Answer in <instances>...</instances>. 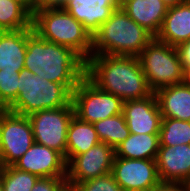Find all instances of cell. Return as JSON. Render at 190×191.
Listing matches in <instances>:
<instances>
[{
    "label": "cell",
    "mask_w": 190,
    "mask_h": 191,
    "mask_svg": "<svg viewBox=\"0 0 190 191\" xmlns=\"http://www.w3.org/2000/svg\"><path fill=\"white\" fill-rule=\"evenodd\" d=\"M85 76L123 102L153 93L136 56L91 55L86 61Z\"/></svg>",
    "instance_id": "6da1fadb"
},
{
    "label": "cell",
    "mask_w": 190,
    "mask_h": 191,
    "mask_svg": "<svg viewBox=\"0 0 190 191\" xmlns=\"http://www.w3.org/2000/svg\"><path fill=\"white\" fill-rule=\"evenodd\" d=\"M24 68L48 81L63 84L71 93L85 76L86 61L72 48L40 38H27Z\"/></svg>",
    "instance_id": "7a4b0ae2"
},
{
    "label": "cell",
    "mask_w": 190,
    "mask_h": 191,
    "mask_svg": "<svg viewBox=\"0 0 190 191\" xmlns=\"http://www.w3.org/2000/svg\"><path fill=\"white\" fill-rule=\"evenodd\" d=\"M154 36L121 8L92 36L91 55L138 56Z\"/></svg>",
    "instance_id": "3957f363"
},
{
    "label": "cell",
    "mask_w": 190,
    "mask_h": 191,
    "mask_svg": "<svg viewBox=\"0 0 190 191\" xmlns=\"http://www.w3.org/2000/svg\"><path fill=\"white\" fill-rule=\"evenodd\" d=\"M32 28L40 38L72 48L85 61L91 57V34L61 7L35 11L32 14Z\"/></svg>",
    "instance_id": "277c9868"
},
{
    "label": "cell",
    "mask_w": 190,
    "mask_h": 191,
    "mask_svg": "<svg viewBox=\"0 0 190 191\" xmlns=\"http://www.w3.org/2000/svg\"><path fill=\"white\" fill-rule=\"evenodd\" d=\"M72 105V93L60 83L40 78L23 68L19 72L18 96L7 110L28 116L36 111Z\"/></svg>",
    "instance_id": "5b68a950"
},
{
    "label": "cell",
    "mask_w": 190,
    "mask_h": 191,
    "mask_svg": "<svg viewBox=\"0 0 190 191\" xmlns=\"http://www.w3.org/2000/svg\"><path fill=\"white\" fill-rule=\"evenodd\" d=\"M150 89H158L186 81L178 50L175 46L153 40L137 56Z\"/></svg>",
    "instance_id": "8992f818"
},
{
    "label": "cell",
    "mask_w": 190,
    "mask_h": 191,
    "mask_svg": "<svg viewBox=\"0 0 190 191\" xmlns=\"http://www.w3.org/2000/svg\"><path fill=\"white\" fill-rule=\"evenodd\" d=\"M123 103L119 97L99 89L86 76L72 92L75 116L92 124L121 114Z\"/></svg>",
    "instance_id": "52a82bcc"
},
{
    "label": "cell",
    "mask_w": 190,
    "mask_h": 191,
    "mask_svg": "<svg viewBox=\"0 0 190 191\" xmlns=\"http://www.w3.org/2000/svg\"><path fill=\"white\" fill-rule=\"evenodd\" d=\"M35 143L27 116L0 111V166H12Z\"/></svg>",
    "instance_id": "ba28073f"
},
{
    "label": "cell",
    "mask_w": 190,
    "mask_h": 191,
    "mask_svg": "<svg viewBox=\"0 0 190 191\" xmlns=\"http://www.w3.org/2000/svg\"><path fill=\"white\" fill-rule=\"evenodd\" d=\"M74 115L73 106L45 109L28 115L35 142L60 152L66 160L67 132Z\"/></svg>",
    "instance_id": "9c48e42d"
},
{
    "label": "cell",
    "mask_w": 190,
    "mask_h": 191,
    "mask_svg": "<svg viewBox=\"0 0 190 191\" xmlns=\"http://www.w3.org/2000/svg\"><path fill=\"white\" fill-rule=\"evenodd\" d=\"M111 174L123 191H156L164 187L158 176L155 159L115 156Z\"/></svg>",
    "instance_id": "30bf717a"
},
{
    "label": "cell",
    "mask_w": 190,
    "mask_h": 191,
    "mask_svg": "<svg viewBox=\"0 0 190 191\" xmlns=\"http://www.w3.org/2000/svg\"><path fill=\"white\" fill-rule=\"evenodd\" d=\"M114 157L115 149L103 142L73 156L67 162V185H77L111 173Z\"/></svg>",
    "instance_id": "8fae6325"
},
{
    "label": "cell",
    "mask_w": 190,
    "mask_h": 191,
    "mask_svg": "<svg viewBox=\"0 0 190 191\" xmlns=\"http://www.w3.org/2000/svg\"><path fill=\"white\" fill-rule=\"evenodd\" d=\"M13 166L40 177H66L67 162L58 151L34 143Z\"/></svg>",
    "instance_id": "7c38bea8"
},
{
    "label": "cell",
    "mask_w": 190,
    "mask_h": 191,
    "mask_svg": "<svg viewBox=\"0 0 190 191\" xmlns=\"http://www.w3.org/2000/svg\"><path fill=\"white\" fill-rule=\"evenodd\" d=\"M155 160L165 187L178 188L190 176V144L159 146Z\"/></svg>",
    "instance_id": "4fadbf2b"
},
{
    "label": "cell",
    "mask_w": 190,
    "mask_h": 191,
    "mask_svg": "<svg viewBox=\"0 0 190 191\" xmlns=\"http://www.w3.org/2000/svg\"><path fill=\"white\" fill-rule=\"evenodd\" d=\"M122 113L130 133L159 134L162 115L154 92L145 98L124 102Z\"/></svg>",
    "instance_id": "5bb4252c"
},
{
    "label": "cell",
    "mask_w": 190,
    "mask_h": 191,
    "mask_svg": "<svg viewBox=\"0 0 190 191\" xmlns=\"http://www.w3.org/2000/svg\"><path fill=\"white\" fill-rule=\"evenodd\" d=\"M93 36L112 13L121 7V0H65L61 5Z\"/></svg>",
    "instance_id": "9a60e30c"
},
{
    "label": "cell",
    "mask_w": 190,
    "mask_h": 191,
    "mask_svg": "<svg viewBox=\"0 0 190 191\" xmlns=\"http://www.w3.org/2000/svg\"><path fill=\"white\" fill-rule=\"evenodd\" d=\"M121 8L154 37L159 33L168 11L161 0H121Z\"/></svg>",
    "instance_id": "2e32d148"
},
{
    "label": "cell",
    "mask_w": 190,
    "mask_h": 191,
    "mask_svg": "<svg viewBox=\"0 0 190 191\" xmlns=\"http://www.w3.org/2000/svg\"><path fill=\"white\" fill-rule=\"evenodd\" d=\"M33 28L0 31V70L20 72L24 68L27 38Z\"/></svg>",
    "instance_id": "e0dca14e"
},
{
    "label": "cell",
    "mask_w": 190,
    "mask_h": 191,
    "mask_svg": "<svg viewBox=\"0 0 190 191\" xmlns=\"http://www.w3.org/2000/svg\"><path fill=\"white\" fill-rule=\"evenodd\" d=\"M155 38L175 47L190 39V0L168 8Z\"/></svg>",
    "instance_id": "ac0fdd59"
},
{
    "label": "cell",
    "mask_w": 190,
    "mask_h": 191,
    "mask_svg": "<svg viewBox=\"0 0 190 191\" xmlns=\"http://www.w3.org/2000/svg\"><path fill=\"white\" fill-rule=\"evenodd\" d=\"M162 117L190 121V84H174L155 92Z\"/></svg>",
    "instance_id": "d6986e66"
},
{
    "label": "cell",
    "mask_w": 190,
    "mask_h": 191,
    "mask_svg": "<svg viewBox=\"0 0 190 191\" xmlns=\"http://www.w3.org/2000/svg\"><path fill=\"white\" fill-rule=\"evenodd\" d=\"M100 142L94 125L74 115L67 132L66 162L73 156L87 152Z\"/></svg>",
    "instance_id": "ffe728a7"
},
{
    "label": "cell",
    "mask_w": 190,
    "mask_h": 191,
    "mask_svg": "<svg viewBox=\"0 0 190 191\" xmlns=\"http://www.w3.org/2000/svg\"><path fill=\"white\" fill-rule=\"evenodd\" d=\"M159 134H133L115 148V156L128 159H156Z\"/></svg>",
    "instance_id": "44dd1931"
},
{
    "label": "cell",
    "mask_w": 190,
    "mask_h": 191,
    "mask_svg": "<svg viewBox=\"0 0 190 191\" xmlns=\"http://www.w3.org/2000/svg\"><path fill=\"white\" fill-rule=\"evenodd\" d=\"M32 28V13L19 0H0V31Z\"/></svg>",
    "instance_id": "7402d4cb"
},
{
    "label": "cell",
    "mask_w": 190,
    "mask_h": 191,
    "mask_svg": "<svg viewBox=\"0 0 190 191\" xmlns=\"http://www.w3.org/2000/svg\"><path fill=\"white\" fill-rule=\"evenodd\" d=\"M93 125L99 140L114 149L130 134L123 113L100 120Z\"/></svg>",
    "instance_id": "603a6c76"
},
{
    "label": "cell",
    "mask_w": 190,
    "mask_h": 191,
    "mask_svg": "<svg viewBox=\"0 0 190 191\" xmlns=\"http://www.w3.org/2000/svg\"><path fill=\"white\" fill-rule=\"evenodd\" d=\"M159 146L190 144V121L162 117Z\"/></svg>",
    "instance_id": "cb8c5ba5"
},
{
    "label": "cell",
    "mask_w": 190,
    "mask_h": 191,
    "mask_svg": "<svg viewBox=\"0 0 190 191\" xmlns=\"http://www.w3.org/2000/svg\"><path fill=\"white\" fill-rule=\"evenodd\" d=\"M38 176L16 169L13 165L2 167L3 191H31Z\"/></svg>",
    "instance_id": "d4e9b609"
},
{
    "label": "cell",
    "mask_w": 190,
    "mask_h": 191,
    "mask_svg": "<svg viewBox=\"0 0 190 191\" xmlns=\"http://www.w3.org/2000/svg\"><path fill=\"white\" fill-rule=\"evenodd\" d=\"M19 72L0 70V107L7 109L18 96Z\"/></svg>",
    "instance_id": "484cf974"
},
{
    "label": "cell",
    "mask_w": 190,
    "mask_h": 191,
    "mask_svg": "<svg viewBox=\"0 0 190 191\" xmlns=\"http://www.w3.org/2000/svg\"><path fill=\"white\" fill-rule=\"evenodd\" d=\"M70 186L74 187L76 191H123L111 173Z\"/></svg>",
    "instance_id": "4316f807"
},
{
    "label": "cell",
    "mask_w": 190,
    "mask_h": 191,
    "mask_svg": "<svg viewBox=\"0 0 190 191\" xmlns=\"http://www.w3.org/2000/svg\"><path fill=\"white\" fill-rule=\"evenodd\" d=\"M66 185V177H40L31 191H62Z\"/></svg>",
    "instance_id": "83f0119b"
},
{
    "label": "cell",
    "mask_w": 190,
    "mask_h": 191,
    "mask_svg": "<svg viewBox=\"0 0 190 191\" xmlns=\"http://www.w3.org/2000/svg\"><path fill=\"white\" fill-rule=\"evenodd\" d=\"M182 67L185 73L190 70V39L182 42L177 47Z\"/></svg>",
    "instance_id": "f1b7e54d"
},
{
    "label": "cell",
    "mask_w": 190,
    "mask_h": 191,
    "mask_svg": "<svg viewBox=\"0 0 190 191\" xmlns=\"http://www.w3.org/2000/svg\"><path fill=\"white\" fill-rule=\"evenodd\" d=\"M65 0H31V13L42 8L60 7Z\"/></svg>",
    "instance_id": "f546056e"
},
{
    "label": "cell",
    "mask_w": 190,
    "mask_h": 191,
    "mask_svg": "<svg viewBox=\"0 0 190 191\" xmlns=\"http://www.w3.org/2000/svg\"><path fill=\"white\" fill-rule=\"evenodd\" d=\"M162 2H164L167 7H173V6H177L179 4L184 3L186 0H161Z\"/></svg>",
    "instance_id": "4dcf8cb0"
},
{
    "label": "cell",
    "mask_w": 190,
    "mask_h": 191,
    "mask_svg": "<svg viewBox=\"0 0 190 191\" xmlns=\"http://www.w3.org/2000/svg\"><path fill=\"white\" fill-rule=\"evenodd\" d=\"M178 188L181 191H190V176Z\"/></svg>",
    "instance_id": "1f68e13d"
},
{
    "label": "cell",
    "mask_w": 190,
    "mask_h": 191,
    "mask_svg": "<svg viewBox=\"0 0 190 191\" xmlns=\"http://www.w3.org/2000/svg\"><path fill=\"white\" fill-rule=\"evenodd\" d=\"M21 3H23L28 10L31 12V0H19Z\"/></svg>",
    "instance_id": "d6a6232c"
},
{
    "label": "cell",
    "mask_w": 190,
    "mask_h": 191,
    "mask_svg": "<svg viewBox=\"0 0 190 191\" xmlns=\"http://www.w3.org/2000/svg\"><path fill=\"white\" fill-rule=\"evenodd\" d=\"M161 191H181L179 188H172V187H163Z\"/></svg>",
    "instance_id": "836d02e7"
},
{
    "label": "cell",
    "mask_w": 190,
    "mask_h": 191,
    "mask_svg": "<svg viewBox=\"0 0 190 191\" xmlns=\"http://www.w3.org/2000/svg\"><path fill=\"white\" fill-rule=\"evenodd\" d=\"M62 191H76V189L70 185H66Z\"/></svg>",
    "instance_id": "e575fe53"
},
{
    "label": "cell",
    "mask_w": 190,
    "mask_h": 191,
    "mask_svg": "<svg viewBox=\"0 0 190 191\" xmlns=\"http://www.w3.org/2000/svg\"><path fill=\"white\" fill-rule=\"evenodd\" d=\"M0 191H3V187H2V166H0Z\"/></svg>",
    "instance_id": "d590c367"
},
{
    "label": "cell",
    "mask_w": 190,
    "mask_h": 191,
    "mask_svg": "<svg viewBox=\"0 0 190 191\" xmlns=\"http://www.w3.org/2000/svg\"><path fill=\"white\" fill-rule=\"evenodd\" d=\"M186 81L190 84V70L186 73Z\"/></svg>",
    "instance_id": "8d00e7d4"
}]
</instances>
